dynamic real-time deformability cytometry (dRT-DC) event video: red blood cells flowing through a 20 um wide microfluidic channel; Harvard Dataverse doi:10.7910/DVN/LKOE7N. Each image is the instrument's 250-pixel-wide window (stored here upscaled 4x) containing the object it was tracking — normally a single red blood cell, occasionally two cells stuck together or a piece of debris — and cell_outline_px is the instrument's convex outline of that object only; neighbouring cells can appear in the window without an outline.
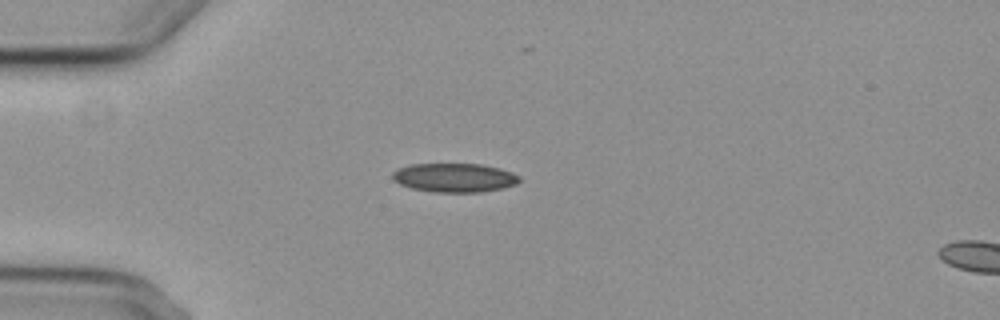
{"species": "common noctule bat (a hibernating species)", "species_latin": "Nyctalus noctula", "temperature_condition": "cold", "stored_images_in_passage": 4, "camera_frame_rate_fps": 3000, "um_per_image_px": 0.085, "animal": {"sex": "female", "body_mass_g": 29.2, "forearm_length_mm": 56.3}, "frame": {"image": 1, "passage_image": 3, "time_ms": 3.0, "image_size_px": [1000, 320], "cell_outline_px": [[520, 180], [516, 184], [504, 188], [480, 192], [432, 192], [412, 188], [400, 184], [392, 180], [392, 172], [400, 168], [412, 164], [480, 164], [500, 168], [512, 172], [520, 176]], "centroid_in_image_um": [38.64, 15.1], "position_along_channel_um": 46.4, "area_um2": 21.44}}